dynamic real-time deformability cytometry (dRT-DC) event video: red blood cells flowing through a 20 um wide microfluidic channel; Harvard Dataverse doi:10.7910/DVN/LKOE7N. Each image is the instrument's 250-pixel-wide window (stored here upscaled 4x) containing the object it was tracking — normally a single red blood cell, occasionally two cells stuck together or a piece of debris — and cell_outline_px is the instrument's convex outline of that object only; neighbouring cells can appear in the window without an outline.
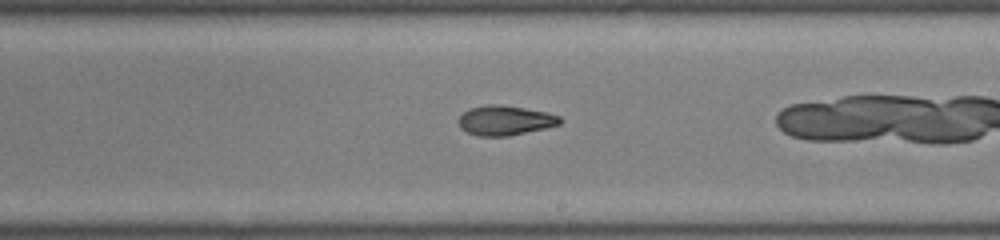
{"species": "common noctule bat (a hibernating species)", "species_latin": "Nyctalus noctula", "temperature_condition": "room temperature", "stored_images_in_passage": 25, "camera_frame_rate_fps": 3000, "um_per_image_px": 0.085, "animal": {"sex": "male", "body_mass_g": 19.0, "forearm_length_mm": 50.8}, "frame": {"image": 1, "passage_image": 15, "time_ms": 4.667, "image_size_px": [1000, 240], "cell_outline_px": [[560, 124], [544, 128], [508, 136], [480, 136], [468, 132], [460, 128], [460, 116], [468, 108], [488, 104], [500, 104], [524, 108], [544, 112], [560, 116]], "centroid_in_image_um": [42.9, 10.22], "position_along_channel_um": 246.1, "area_um2": 17.28}}